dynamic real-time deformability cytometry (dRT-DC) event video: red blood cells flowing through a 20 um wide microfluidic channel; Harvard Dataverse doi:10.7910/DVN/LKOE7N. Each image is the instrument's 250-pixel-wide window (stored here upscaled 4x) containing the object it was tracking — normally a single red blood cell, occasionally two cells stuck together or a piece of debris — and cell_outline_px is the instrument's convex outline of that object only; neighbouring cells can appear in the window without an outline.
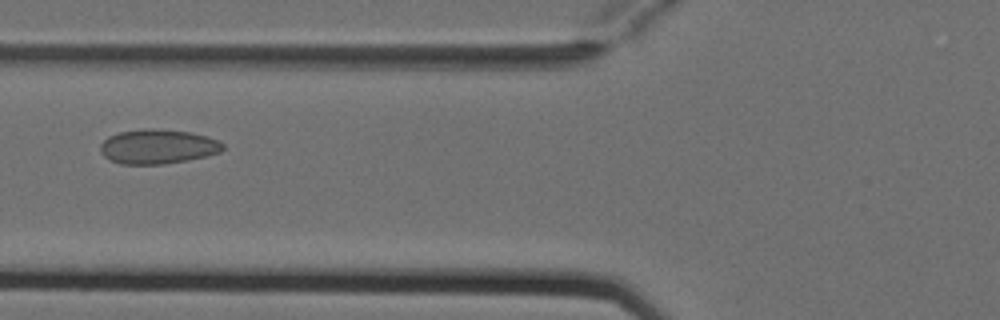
{"species": "Egyptian fruit bat (a non-hibernating species)", "species_latin": "Rousettus aegyptiacus", "temperature_condition": "cold", "stored_images_in_passage": 6, "camera_frame_rate_fps": 3000, "um_per_image_px": 0.085, "animal": {"sex": "female"}, "frame": {"image": 1, "passage_image": 3, "time_ms": 0.667, "image_size_px": [1000, 320], "cell_outline_px": [[224, 148], [220, 152], [188, 160], [164, 164], [120, 164], [108, 160], [100, 152], [100, 144], [108, 136], [120, 132], [144, 128], [152, 128], [188, 132], [208, 136], [224, 144]], "centroid_in_image_um": [13.37, 12.46], "position_along_channel_um": 112.4, "area_um2": 24.68}}
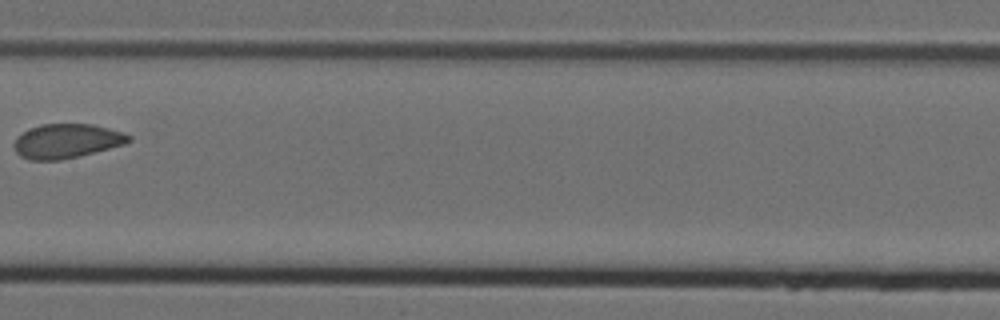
{"frame": {"image": 2, "passage_image": 5, "time_ms": 1.333, "image_size_px": [1000, 320], "cell_outline_px": [[132, 140], [124, 144], [60, 160], [28, 160], [20, 156], [16, 152], [12, 144], [16, 136], [40, 124], [92, 124], [124, 132], [132, 136]], "centroid_in_image_um": [5.63, 11.98], "position_along_channel_um": 201.8, "area_um2": 22.83}}
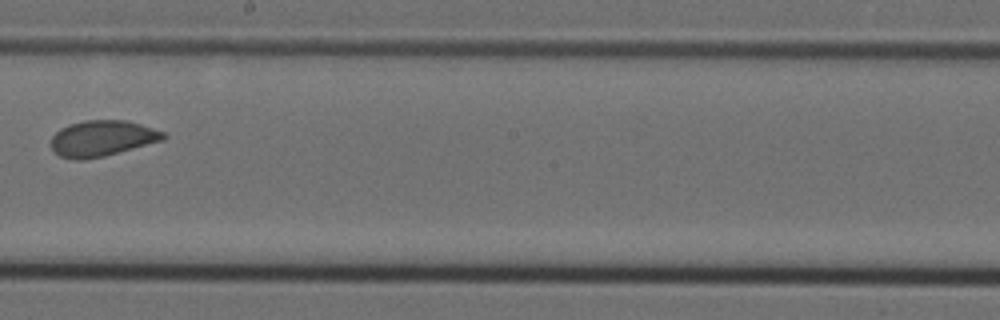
{"frame": {"image": 3, "passage_image": 6, "time_ms": 1.667, "image_size_px": [1000, 320], "cell_outline_px": [[168, 136], [164, 140], [104, 156], [84, 160], [72, 160], [60, 156], [52, 152], [52, 136], [60, 128], [68, 124], [84, 120], [124, 120], [140, 124], [164, 132]], "centroid_in_image_um": [8.66, 11.77], "position_along_channel_um": 239.5, "area_um2": 23.58}}